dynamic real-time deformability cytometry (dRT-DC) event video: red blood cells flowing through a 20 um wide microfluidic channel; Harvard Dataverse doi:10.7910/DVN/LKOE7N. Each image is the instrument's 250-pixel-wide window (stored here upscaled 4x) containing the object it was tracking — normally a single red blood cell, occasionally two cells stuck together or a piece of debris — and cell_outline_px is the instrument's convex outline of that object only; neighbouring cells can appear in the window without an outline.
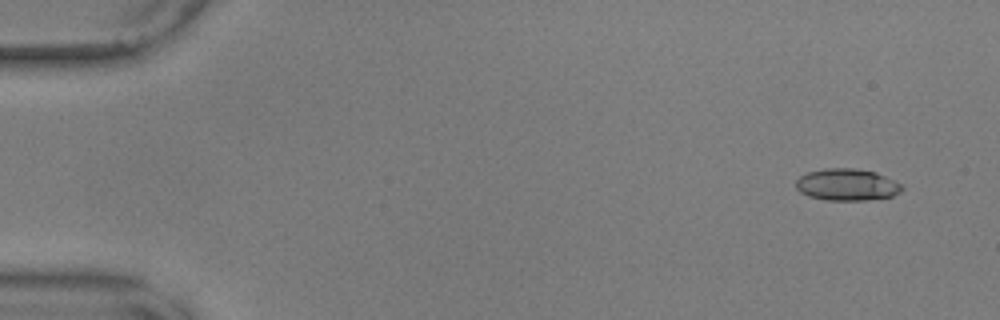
{"species": "common noctule bat (a hibernating species)", "species_latin": "Nyctalus noctula", "temperature_condition": "warm", "stored_images_in_passage": 54, "camera_frame_rate_fps": 3000, "um_per_image_px": 0.085, "animal": {"sex": "male", "body_mass_g": 17.9, "forearm_length_mm": 54.2}, "frame": {"image": 1, "passage_image": 1, "time_ms": 0.0, "image_size_px": [1000, 320], "cell_outline_px": [[904, 188], [900, 192], [892, 196], [864, 200], [824, 200], [808, 196], [800, 192], [796, 188], [796, 180], [800, 176], [808, 172], [824, 168], [856, 168], [876, 172], [900, 184]], "centroid_in_image_um": [71.96, 15.69], "position_along_channel_um": 13.0, "area_um2": 19.65}}
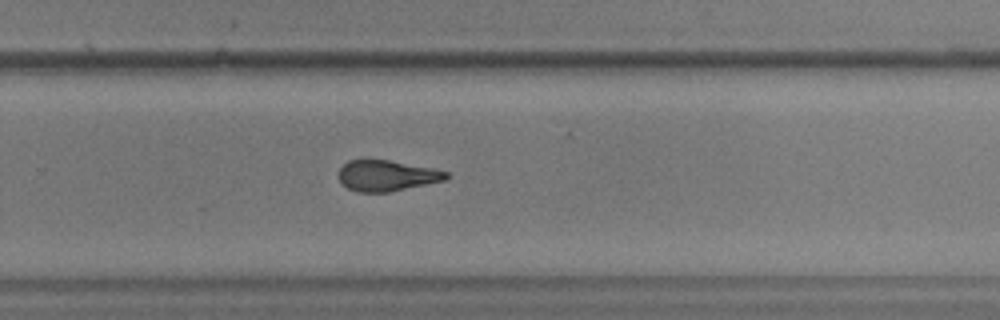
{"frame": {"image": 2, "passage_image": 35, "time_ms": 11.333, "image_size_px": [1000, 320], "cell_outline_px": [[448, 176], [444, 180], [388, 192], [356, 192], [348, 188], [340, 180], [340, 168], [348, 160], [388, 160], [432, 168], [448, 172]], "centroid_in_image_um": [32.86, 14.93], "position_along_channel_um": 296.9, "area_um2": 18.9}}
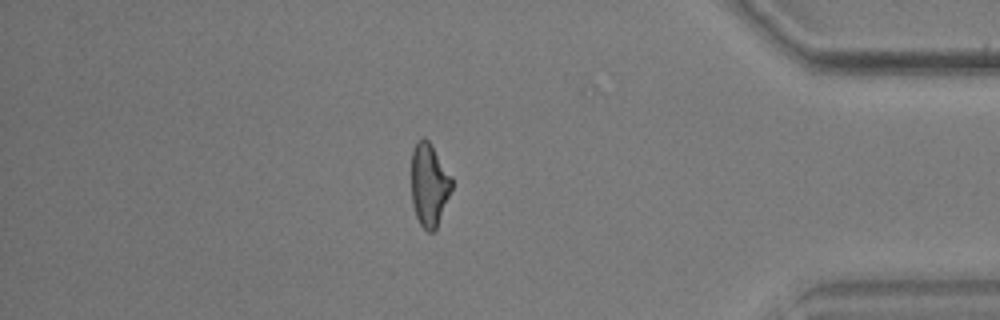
{"frame": {"image": 3, "passage_image": 46, "time_ms": 15.0, "image_size_px": [1000, 320], "cell_outline_px": [[452, 188], [436, 228], [432, 232], [428, 232], [420, 224], [416, 216], [412, 204], [412, 148], [424, 136], [432, 144], [452, 176]], "centroid_in_image_um": [36.48, 15.68], "position_along_channel_um": 398.7, "area_um2": 19.48}, "authors_computed_cell_mechanics": {"area_um2": 20.2878, "velocity_mm_per_s": 3.6026, "shape_relaxation_time_tau1_ms": 7.4032, "shape_relaxation_time_tau2_ms": 2.9996, "deformation_change_tau1": 0.1804, "deformation_change_tau2": 0.1159}}